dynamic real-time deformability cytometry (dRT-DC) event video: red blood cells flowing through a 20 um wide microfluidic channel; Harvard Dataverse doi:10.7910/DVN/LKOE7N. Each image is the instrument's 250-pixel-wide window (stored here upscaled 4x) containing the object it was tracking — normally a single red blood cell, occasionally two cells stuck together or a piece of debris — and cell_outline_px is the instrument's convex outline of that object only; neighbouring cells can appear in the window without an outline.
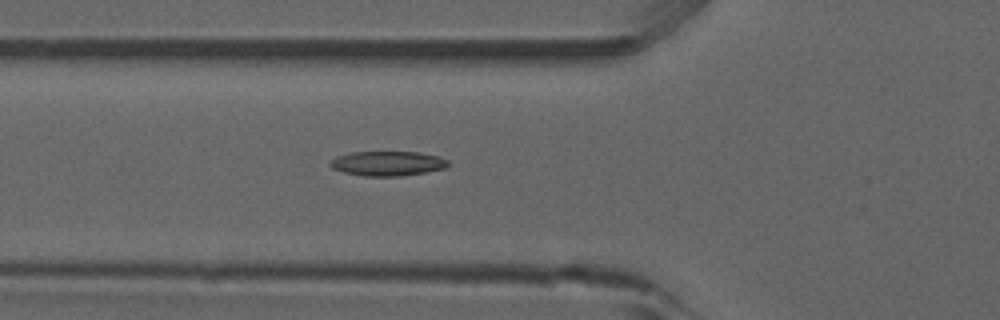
{"species": "common noctule bat (a hibernating species)", "species_latin": "Nyctalus noctula", "temperature_condition": "room temperature", "stored_images_in_passage": 48, "camera_frame_rate_fps": 3000, "um_per_image_px": 0.085, "animal": {"sex": "male", "forearm_length_mm": 52.5}, "frame": {"image": 1, "passage_image": 14, "time_ms": 4.333, "image_size_px": [1000, 320], "cell_outline_px": [[448, 164], [444, 168], [424, 172], [400, 176], [364, 176], [344, 172], [332, 168], [328, 164], [332, 160], [340, 156], [352, 152], [420, 152], [440, 156], [448, 160]], "centroid_in_image_um": [32.96, 13.89], "position_along_channel_um": 92.8, "area_um2": 16.76}, "authors_computed_cell_mechanics": {"area_um2": 16.5019, "velocity_mm_per_s": 3.9079, "shape_relaxation_time_tau1_ms": null, "shape_relaxation_time_tau2_ms": 5.6085, "deformation_change_tau1": null, "deformation_change_tau2": 0.1297}}